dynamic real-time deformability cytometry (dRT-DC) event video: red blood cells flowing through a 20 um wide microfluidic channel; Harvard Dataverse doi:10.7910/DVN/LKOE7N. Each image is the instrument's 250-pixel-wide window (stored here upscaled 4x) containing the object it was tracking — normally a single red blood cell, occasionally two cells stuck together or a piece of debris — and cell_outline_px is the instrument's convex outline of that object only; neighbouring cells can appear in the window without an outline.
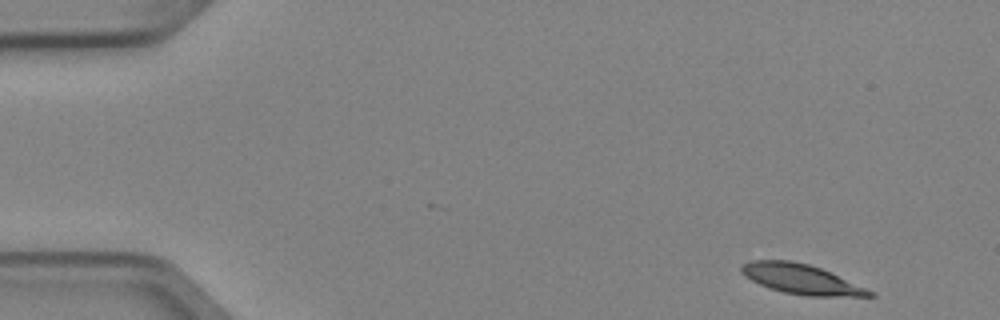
{"species": "Egyptian fruit bat (a non-hibernating species)", "species_latin": "Rousettus aegyptiacus", "temperature_condition": "cold", "stored_images_in_passage": 4, "camera_frame_rate_fps": 3000, "um_per_image_px": 0.085, "animal": {"sex": "female"}, "frame": {"image": 1, "passage_image": 1, "time_ms": 0.0, "image_size_px": [1000, 320], "cell_outline_px": [[876, 296], [804, 296], [784, 292], [760, 284], [744, 276], [740, 272], [740, 264], [752, 260], [792, 260], [808, 264], [820, 268], [876, 292]], "centroid_in_image_um": [68.08, 23.72], "position_along_channel_um": 16.9, "area_um2": 22.2}}
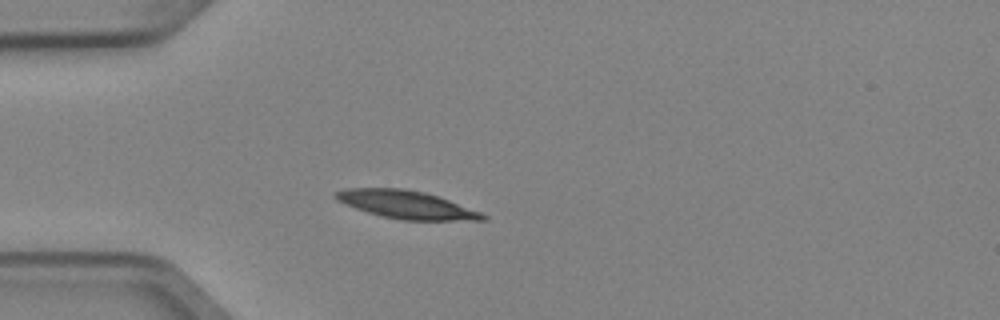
{"frame": {"image": 2, "passage_image": 4, "time_ms": 1.0, "image_size_px": [1000, 320], "cell_outline_px": [[488, 220], [404, 220], [384, 216], [368, 212], [344, 204], [336, 200], [332, 196], [336, 192], [344, 188], [400, 188], [424, 192], [448, 200], [480, 212], [488, 216]], "centroid_in_image_um": [34.5, 17.39], "position_along_channel_um": 50.5, "area_um2": 23.64}}